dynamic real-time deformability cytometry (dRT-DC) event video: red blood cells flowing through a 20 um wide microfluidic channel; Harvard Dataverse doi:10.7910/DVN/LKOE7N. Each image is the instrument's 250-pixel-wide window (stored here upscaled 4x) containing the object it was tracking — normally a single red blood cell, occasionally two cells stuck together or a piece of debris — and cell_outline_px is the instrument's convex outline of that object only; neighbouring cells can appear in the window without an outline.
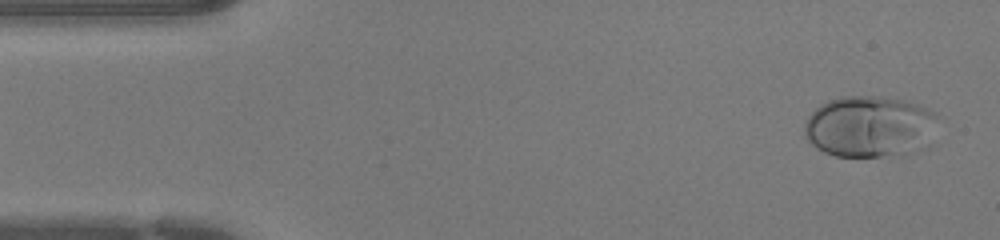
{"species": "human", "species_latin": "Homo sapiens", "temperature_condition": "warm", "stored_images_in_passage": 44, "camera_frame_rate_fps": 3000, "um_per_image_px": 0.085, "donor": {"sex": "female"}, "frame": {"image": 1, "passage_image": 2, "time_ms": 0.333, "image_size_px": [1000, 240], "cell_outline_px": [[936, 116], [928, 148], [908, 156], [836, 156], [824, 152], [812, 144], [804, 136], [804, 124], [808, 116], [820, 104], [828, 100], [840, 96], [876, 96], [900, 100], [920, 104], [936, 112]], "centroid_in_image_um": [73.94, 10.78], "position_along_channel_um": 11.1, "area_um2": 48.44}}
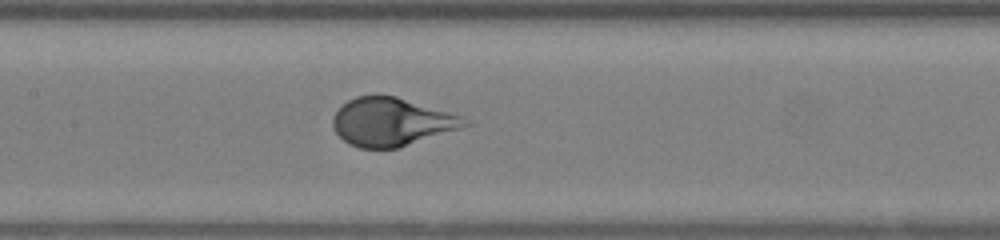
{"frame": {"image": 2, "passage_image": 20, "time_ms": 6.333, "image_size_px": [1000, 240], "cell_outline_px": [[472, 124], [460, 128], [396, 148], [360, 148], [348, 144], [336, 132], [332, 124], [332, 120], [336, 112], [348, 100], [356, 96], [396, 96], [464, 116]], "centroid_in_image_um": [33.29, 10.36], "position_along_channel_um": 174.1, "area_um2": 36.59}}
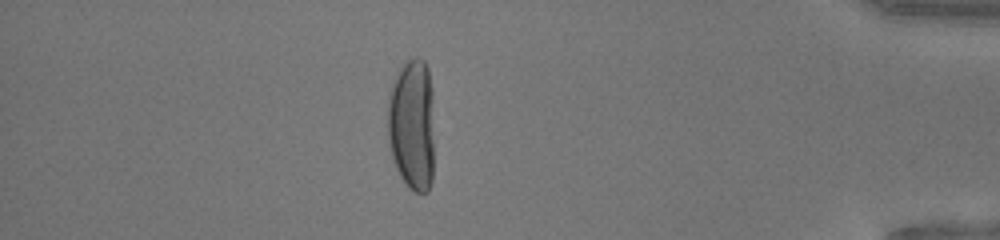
{"frame": {"image": 3, "passage_image": 38, "time_ms": 12.333, "image_size_px": [1000, 240], "cell_outline_px": [[432, 180], [428, 192], [416, 192], [408, 188], [400, 176], [396, 168], [392, 156], [388, 140], [388, 92], [400, 68], [408, 60], [416, 56], [424, 60], [428, 68], [432, 88]], "centroid_in_image_um": [35.01, 10.58], "position_along_channel_um": 400.2, "area_um2": 36.01}}